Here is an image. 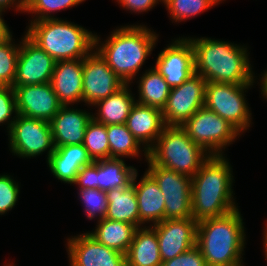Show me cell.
I'll return each mask as SVG.
<instances>
[{
  "label": "cell",
  "mask_w": 267,
  "mask_h": 266,
  "mask_svg": "<svg viewBox=\"0 0 267 266\" xmlns=\"http://www.w3.org/2000/svg\"><path fill=\"white\" fill-rule=\"evenodd\" d=\"M2 10H0V43H3L12 36L9 27L5 23L4 19L1 17Z\"/></svg>",
  "instance_id": "b9f144b4"
},
{
  "label": "cell",
  "mask_w": 267,
  "mask_h": 266,
  "mask_svg": "<svg viewBox=\"0 0 267 266\" xmlns=\"http://www.w3.org/2000/svg\"><path fill=\"white\" fill-rule=\"evenodd\" d=\"M154 66L171 88L182 85L195 74L191 42L179 37L158 54Z\"/></svg>",
  "instance_id": "9a60e30c"
},
{
  "label": "cell",
  "mask_w": 267,
  "mask_h": 266,
  "mask_svg": "<svg viewBox=\"0 0 267 266\" xmlns=\"http://www.w3.org/2000/svg\"><path fill=\"white\" fill-rule=\"evenodd\" d=\"M210 155L195 144L182 126H165L162 134L148 150L154 164L193 177Z\"/></svg>",
  "instance_id": "8992f818"
},
{
  "label": "cell",
  "mask_w": 267,
  "mask_h": 266,
  "mask_svg": "<svg viewBox=\"0 0 267 266\" xmlns=\"http://www.w3.org/2000/svg\"><path fill=\"white\" fill-rule=\"evenodd\" d=\"M109 140V158L139 157V153L144 151V156L148 158V151L141 149V144L129 131L126 124H111L106 126Z\"/></svg>",
  "instance_id": "83f0119b"
},
{
  "label": "cell",
  "mask_w": 267,
  "mask_h": 266,
  "mask_svg": "<svg viewBox=\"0 0 267 266\" xmlns=\"http://www.w3.org/2000/svg\"><path fill=\"white\" fill-rule=\"evenodd\" d=\"M127 266H161V255L155 229L138 227L126 253Z\"/></svg>",
  "instance_id": "7402d4cb"
},
{
  "label": "cell",
  "mask_w": 267,
  "mask_h": 266,
  "mask_svg": "<svg viewBox=\"0 0 267 266\" xmlns=\"http://www.w3.org/2000/svg\"><path fill=\"white\" fill-rule=\"evenodd\" d=\"M161 266H207L201 251L197 246L178 255L177 257L162 262Z\"/></svg>",
  "instance_id": "74e56055"
},
{
  "label": "cell",
  "mask_w": 267,
  "mask_h": 266,
  "mask_svg": "<svg viewBox=\"0 0 267 266\" xmlns=\"http://www.w3.org/2000/svg\"><path fill=\"white\" fill-rule=\"evenodd\" d=\"M207 81L198 74L182 85L171 88L162 109L166 126H183L200 108L204 107Z\"/></svg>",
  "instance_id": "8fae6325"
},
{
  "label": "cell",
  "mask_w": 267,
  "mask_h": 266,
  "mask_svg": "<svg viewBox=\"0 0 267 266\" xmlns=\"http://www.w3.org/2000/svg\"><path fill=\"white\" fill-rule=\"evenodd\" d=\"M261 94H263L262 96H264V98L267 99V71L264 72L261 80Z\"/></svg>",
  "instance_id": "7bdbcfd3"
},
{
  "label": "cell",
  "mask_w": 267,
  "mask_h": 266,
  "mask_svg": "<svg viewBox=\"0 0 267 266\" xmlns=\"http://www.w3.org/2000/svg\"><path fill=\"white\" fill-rule=\"evenodd\" d=\"M8 135L9 150L19 157H36L48 150V160L55 151L51 126L47 121L17 114Z\"/></svg>",
  "instance_id": "30bf717a"
},
{
  "label": "cell",
  "mask_w": 267,
  "mask_h": 266,
  "mask_svg": "<svg viewBox=\"0 0 267 266\" xmlns=\"http://www.w3.org/2000/svg\"><path fill=\"white\" fill-rule=\"evenodd\" d=\"M120 6L134 13H142L152 9L157 3L163 0H117ZM159 1V2H158Z\"/></svg>",
  "instance_id": "ab89813d"
},
{
  "label": "cell",
  "mask_w": 267,
  "mask_h": 266,
  "mask_svg": "<svg viewBox=\"0 0 267 266\" xmlns=\"http://www.w3.org/2000/svg\"><path fill=\"white\" fill-rule=\"evenodd\" d=\"M13 113H15V116L12 118ZM16 115L17 108L14 88L11 86H0V124L8 123V133L16 119Z\"/></svg>",
  "instance_id": "d590c367"
},
{
  "label": "cell",
  "mask_w": 267,
  "mask_h": 266,
  "mask_svg": "<svg viewBox=\"0 0 267 266\" xmlns=\"http://www.w3.org/2000/svg\"><path fill=\"white\" fill-rule=\"evenodd\" d=\"M12 87L18 115L50 122L62 106L50 82Z\"/></svg>",
  "instance_id": "2e32d148"
},
{
  "label": "cell",
  "mask_w": 267,
  "mask_h": 266,
  "mask_svg": "<svg viewBox=\"0 0 267 266\" xmlns=\"http://www.w3.org/2000/svg\"><path fill=\"white\" fill-rule=\"evenodd\" d=\"M26 35L55 61L85 58L95 49V34L58 18L31 22Z\"/></svg>",
  "instance_id": "5b68a950"
},
{
  "label": "cell",
  "mask_w": 267,
  "mask_h": 266,
  "mask_svg": "<svg viewBox=\"0 0 267 266\" xmlns=\"http://www.w3.org/2000/svg\"><path fill=\"white\" fill-rule=\"evenodd\" d=\"M220 2L222 0H163L170 18L175 22L195 17Z\"/></svg>",
  "instance_id": "f546056e"
},
{
  "label": "cell",
  "mask_w": 267,
  "mask_h": 266,
  "mask_svg": "<svg viewBox=\"0 0 267 266\" xmlns=\"http://www.w3.org/2000/svg\"><path fill=\"white\" fill-rule=\"evenodd\" d=\"M197 224L193 218L165 219L151 225L157 234L161 261L171 260L196 246Z\"/></svg>",
  "instance_id": "5bb4252c"
},
{
  "label": "cell",
  "mask_w": 267,
  "mask_h": 266,
  "mask_svg": "<svg viewBox=\"0 0 267 266\" xmlns=\"http://www.w3.org/2000/svg\"><path fill=\"white\" fill-rule=\"evenodd\" d=\"M146 160L149 165L146 172L157 182L165 198V219L192 218L191 177Z\"/></svg>",
  "instance_id": "9c48e42d"
},
{
  "label": "cell",
  "mask_w": 267,
  "mask_h": 266,
  "mask_svg": "<svg viewBox=\"0 0 267 266\" xmlns=\"http://www.w3.org/2000/svg\"><path fill=\"white\" fill-rule=\"evenodd\" d=\"M253 84L207 82L204 107L217 113L240 133L249 129L251 112L244 91Z\"/></svg>",
  "instance_id": "52a82bcc"
},
{
  "label": "cell",
  "mask_w": 267,
  "mask_h": 266,
  "mask_svg": "<svg viewBox=\"0 0 267 266\" xmlns=\"http://www.w3.org/2000/svg\"><path fill=\"white\" fill-rule=\"evenodd\" d=\"M16 6V11L25 12L26 6H27V0H0V10L4 11L7 8H10V6Z\"/></svg>",
  "instance_id": "60d3db41"
},
{
  "label": "cell",
  "mask_w": 267,
  "mask_h": 266,
  "mask_svg": "<svg viewBox=\"0 0 267 266\" xmlns=\"http://www.w3.org/2000/svg\"><path fill=\"white\" fill-rule=\"evenodd\" d=\"M240 210L204 219L197 224L196 246L207 266H236L243 263L245 230Z\"/></svg>",
  "instance_id": "277c9868"
},
{
  "label": "cell",
  "mask_w": 267,
  "mask_h": 266,
  "mask_svg": "<svg viewBox=\"0 0 267 266\" xmlns=\"http://www.w3.org/2000/svg\"><path fill=\"white\" fill-rule=\"evenodd\" d=\"M108 209L106 219L126 222L139 227V209L133 183L127 187L106 191Z\"/></svg>",
  "instance_id": "cb8c5ba5"
},
{
  "label": "cell",
  "mask_w": 267,
  "mask_h": 266,
  "mask_svg": "<svg viewBox=\"0 0 267 266\" xmlns=\"http://www.w3.org/2000/svg\"><path fill=\"white\" fill-rule=\"evenodd\" d=\"M70 266H127L126 255L97 242L88 233L67 239Z\"/></svg>",
  "instance_id": "e0dca14e"
},
{
  "label": "cell",
  "mask_w": 267,
  "mask_h": 266,
  "mask_svg": "<svg viewBox=\"0 0 267 266\" xmlns=\"http://www.w3.org/2000/svg\"><path fill=\"white\" fill-rule=\"evenodd\" d=\"M224 155H210L191 178L192 218L199 222L237 209L232 167Z\"/></svg>",
  "instance_id": "7a4b0ae2"
},
{
  "label": "cell",
  "mask_w": 267,
  "mask_h": 266,
  "mask_svg": "<svg viewBox=\"0 0 267 266\" xmlns=\"http://www.w3.org/2000/svg\"><path fill=\"white\" fill-rule=\"evenodd\" d=\"M50 83L62 106L83 102V59L56 61Z\"/></svg>",
  "instance_id": "ac0fdd59"
},
{
  "label": "cell",
  "mask_w": 267,
  "mask_h": 266,
  "mask_svg": "<svg viewBox=\"0 0 267 266\" xmlns=\"http://www.w3.org/2000/svg\"><path fill=\"white\" fill-rule=\"evenodd\" d=\"M20 188L10 175H0V215L12 210L18 201Z\"/></svg>",
  "instance_id": "e575fe53"
},
{
  "label": "cell",
  "mask_w": 267,
  "mask_h": 266,
  "mask_svg": "<svg viewBox=\"0 0 267 266\" xmlns=\"http://www.w3.org/2000/svg\"><path fill=\"white\" fill-rule=\"evenodd\" d=\"M64 161L79 163L82 167L93 162L83 144L65 145L55 148Z\"/></svg>",
  "instance_id": "8d00e7d4"
},
{
  "label": "cell",
  "mask_w": 267,
  "mask_h": 266,
  "mask_svg": "<svg viewBox=\"0 0 267 266\" xmlns=\"http://www.w3.org/2000/svg\"><path fill=\"white\" fill-rule=\"evenodd\" d=\"M79 198L85 207L87 218L93 220L97 218L100 221L106 217L108 209V200L106 191L95 189H79Z\"/></svg>",
  "instance_id": "1f68e13d"
},
{
  "label": "cell",
  "mask_w": 267,
  "mask_h": 266,
  "mask_svg": "<svg viewBox=\"0 0 267 266\" xmlns=\"http://www.w3.org/2000/svg\"><path fill=\"white\" fill-rule=\"evenodd\" d=\"M85 0H27L25 12L36 14L31 22L54 18L50 13L77 6Z\"/></svg>",
  "instance_id": "d6a6232c"
},
{
  "label": "cell",
  "mask_w": 267,
  "mask_h": 266,
  "mask_svg": "<svg viewBox=\"0 0 267 266\" xmlns=\"http://www.w3.org/2000/svg\"><path fill=\"white\" fill-rule=\"evenodd\" d=\"M190 139L209 155H224L240 132L217 113L200 108L183 126Z\"/></svg>",
  "instance_id": "ba28073f"
},
{
  "label": "cell",
  "mask_w": 267,
  "mask_h": 266,
  "mask_svg": "<svg viewBox=\"0 0 267 266\" xmlns=\"http://www.w3.org/2000/svg\"><path fill=\"white\" fill-rule=\"evenodd\" d=\"M265 231H264V237H263V243H264V250H265V257H266V261H267V225L265 226Z\"/></svg>",
  "instance_id": "ee69618b"
},
{
  "label": "cell",
  "mask_w": 267,
  "mask_h": 266,
  "mask_svg": "<svg viewBox=\"0 0 267 266\" xmlns=\"http://www.w3.org/2000/svg\"><path fill=\"white\" fill-rule=\"evenodd\" d=\"M187 39L193 48L195 73L207 82L238 85L255 82L244 45L204 37Z\"/></svg>",
  "instance_id": "6da1fadb"
},
{
  "label": "cell",
  "mask_w": 267,
  "mask_h": 266,
  "mask_svg": "<svg viewBox=\"0 0 267 266\" xmlns=\"http://www.w3.org/2000/svg\"><path fill=\"white\" fill-rule=\"evenodd\" d=\"M96 226L95 231L87 233L97 242L126 255L137 230L135 225L103 218Z\"/></svg>",
  "instance_id": "d4e9b609"
},
{
  "label": "cell",
  "mask_w": 267,
  "mask_h": 266,
  "mask_svg": "<svg viewBox=\"0 0 267 266\" xmlns=\"http://www.w3.org/2000/svg\"><path fill=\"white\" fill-rule=\"evenodd\" d=\"M49 170L60 181L73 184L78 172L82 169L79 163L64 161L55 151L47 160Z\"/></svg>",
  "instance_id": "836d02e7"
},
{
  "label": "cell",
  "mask_w": 267,
  "mask_h": 266,
  "mask_svg": "<svg viewBox=\"0 0 267 266\" xmlns=\"http://www.w3.org/2000/svg\"><path fill=\"white\" fill-rule=\"evenodd\" d=\"M56 61L26 34L20 42L16 77L12 86L49 83Z\"/></svg>",
  "instance_id": "4fadbf2b"
},
{
  "label": "cell",
  "mask_w": 267,
  "mask_h": 266,
  "mask_svg": "<svg viewBox=\"0 0 267 266\" xmlns=\"http://www.w3.org/2000/svg\"><path fill=\"white\" fill-rule=\"evenodd\" d=\"M139 99L136 102L162 110L167 102L171 87L165 78L152 67L140 77Z\"/></svg>",
  "instance_id": "4316f807"
},
{
  "label": "cell",
  "mask_w": 267,
  "mask_h": 266,
  "mask_svg": "<svg viewBox=\"0 0 267 266\" xmlns=\"http://www.w3.org/2000/svg\"><path fill=\"white\" fill-rule=\"evenodd\" d=\"M80 189H95L97 188V160L91 164L83 166L78 172L75 182Z\"/></svg>",
  "instance_id": "f35d334b"
},
{
  "label": "cell",
  "mask_w": 267,
  "mask_h": 266,
  "mask_svg": "<svg viewBox=\"0 0 267 266\" xmlns=\"http://www.w3.org/2000/svg\"><path fill=\"white\" fill-rule=\"evenodd\" d=\"M83 145L93 161L109 159V140L106 125L96 122L92 118L86 127Z\"/></svg>",
  "instance_id": "f1b7e54d"
},
{
  "label": "cell",
  "mask_w": 267,
  "mask_h": 266,
  "mask_svg": "<svg viewBox=\"0 0 267 266\" xmlns=\"http://www.w3.org/2000/svg\"><path fill=\"white\" fill-rule=\"evenodd\" d=\"M92 117L93 114L85 110L61 106L59 112L49 122L55 148L83 144L86 127Z\"/></svg>",
  "instance_id": "d6986e66"
},
{
  "label": "cell",
  "mask_w": 267,
  "mask_h": 266,
  "mask_svg": "<svg viewBox=\"0 0 267 266\" xmlns=\"http://www.w3.org/2000/svg\"><path fill=\"white\" fill-rule=\"evenodd\" d=\"M157 40L158 35L144 25H127L115 29L102 43H99L100 37L95 34V50L122 82L130 84Z\"/></svg>",
  "instance_id": "3957f363"
},
{
  "label": "cell",
  "mask_w": 267,
  "mask_h": 266,
  "mask_svg": "<svg viewBox=\"0 0 267 266\" xmlns=\"http://www.w3.org/2000/svg\"><path fill=\"white\" fill-rule=\"evenodd\" d=\"M12 36L0 43V86H11L16 77L20 44L15 45Z\"/></svg>",
  "instance_id": "4dcf8cb0"
},
{
  "label": "cell",
  "mask_w": 267,
  "mask_h": 266,
  "mask_svg": "<svg viewBox=\"0 0 267 266\" xmlns=\"http://www.w3.org/2000/svg\"><path fill=\"white\" fill-rule=\"evenodd\" d=\"M125 124L147 151L154 145L166 126L162 110L138 102L132 106Z\"/></svg>",
  "instance_id": "ffe728a7"
},
{
  "label": "cell",
  "mask_w": 267,
  "mask_h": 266,
  "mask_svg": "<svg viewBox=\"0 0 267 266\" xmlns=\"http://www.w3.org/2000/svg\"><path fill=\"white\" fill-rule=\"evenodd\" d=\"M134 173L132 183L139 209V227L146 223L157 224L165 220V198L157 182L145 171L140 182L136 184L137 173Z\"/></svg>",
  "instance_id": "44dd1931"
},
{
  "label": "cell",
  "mask_w": 267,
  "mask_h": 266,
  "mask_svg": "<svg viewBox=\"0 0 267 266\" xmlns=\"http://www.w3.org/2000/svg\"><path fill=\"white\" fill-rule=\"evenodd\" d=\"M124 159L109 158L97 160V188L108 191L127 187L132 183L134 173L132 166H127Z\"/></svg>",
  "instance_id": "484cf974"
},
{
  "label": "cell",
  "mask_w": 267,
  "mask_h": 266,
  "mask_svg": "<svg viewBox=\"0 0 267 266\" xmlns=\"http://www.w3.org/2000/svg\"><path fill=\"white\" fill-rule=\"evenodd\" d=\"M130 84H124L119 90L107 98L97 101L93 106H98L97 115H93L96 122L111 125L125 124L130 110L136 102L131 90Z\"/></svg>",
  "instance_id": "603a6c76"
},
{
  "label": "cell",
  "mask_w": 267,
  "mask_h": 266,
  "mask_svg": "<svg viewBox=\"0 0 267 266\" xmlns=\"http://www.w3.org/2000/svg\"><path fill=\"white\" fill-rule=\"evenodd\" d=\"M124 84L97 50L83 58V102L86 104L94 105Z\"/></svg>",
  "instance_id": "7c38bea8"
}]
</instances>
